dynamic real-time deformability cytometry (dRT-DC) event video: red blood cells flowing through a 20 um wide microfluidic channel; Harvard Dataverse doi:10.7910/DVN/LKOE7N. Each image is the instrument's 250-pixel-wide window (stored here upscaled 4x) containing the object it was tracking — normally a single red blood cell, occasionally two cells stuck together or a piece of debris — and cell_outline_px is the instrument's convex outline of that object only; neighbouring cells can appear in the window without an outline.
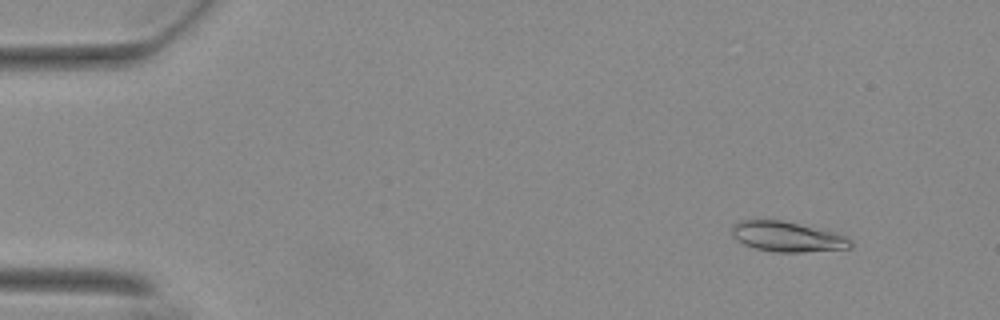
{"species": "Egyptian fruit bat (a non-hibernating species)", "species_latin": "Rousettus aegyptiacus", "temperature_condition": "warm", "stored_images_in_passage": 16, "camera_frame_rate_fps": 3000, "um_per_image_px": 0.085, "animal": {"sex": "female"}, "frame": {"image": 1, "passage_image": 5, "time_ms": 1.333, "image_size_px": [1000, 320], "cell_outline_px": [[852, 248], [804, 252], [776, 252], [756, 248], [744, 244], [736, 240], [732, 236], [732, 224], [740, 220], [780, 220], [840, 232], [852, 240]], "centroid_in_image_um": [66.97, 20.11], "position_along_channel_um": 18.0, "area_um2": 21.15}}